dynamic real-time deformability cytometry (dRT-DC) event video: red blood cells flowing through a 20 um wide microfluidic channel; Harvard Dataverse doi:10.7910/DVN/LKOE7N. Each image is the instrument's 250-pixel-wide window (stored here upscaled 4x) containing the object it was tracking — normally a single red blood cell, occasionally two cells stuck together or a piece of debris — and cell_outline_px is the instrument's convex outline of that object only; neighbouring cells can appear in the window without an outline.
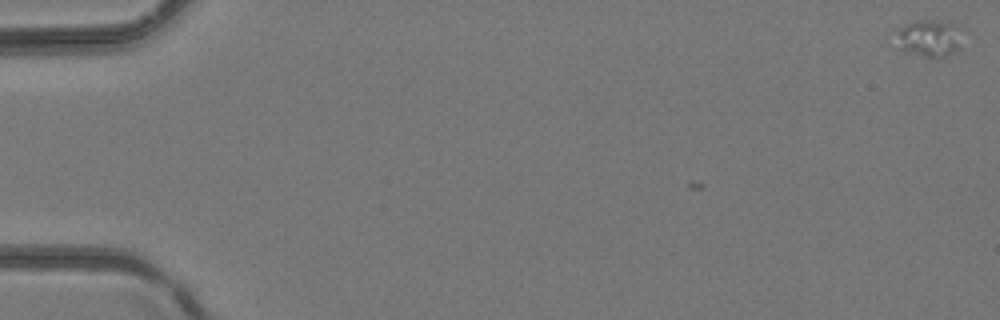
{"species": "common noctule bat (a hibernating species)", "species_latin": "Nyctalus noctula", "temperature_condition": "room temperature", "stored_images_in_passage": 3, "camera_frame_rate_fps": 3000, "um_per_image_px": 0.085, "animal": {"sex": "female", "body_mass_g": 24.6, "forearm_length_mm": 56.2}, "frame": {"image": 1, "passage_image": 1, "time_ms": 0.0, "image_size_px": [1000, 320], "cell_outline_px": [[960, 48], [956, 52], [944, 56], [924, 56], [892, 48], [888, 44], [900, 28], [916, 20], [932, 20], [956, 24]], "centroid_in_image_um": [78.81, 3.27], "position_along_channel_um": 6.2, "area_um2": 14.51}}